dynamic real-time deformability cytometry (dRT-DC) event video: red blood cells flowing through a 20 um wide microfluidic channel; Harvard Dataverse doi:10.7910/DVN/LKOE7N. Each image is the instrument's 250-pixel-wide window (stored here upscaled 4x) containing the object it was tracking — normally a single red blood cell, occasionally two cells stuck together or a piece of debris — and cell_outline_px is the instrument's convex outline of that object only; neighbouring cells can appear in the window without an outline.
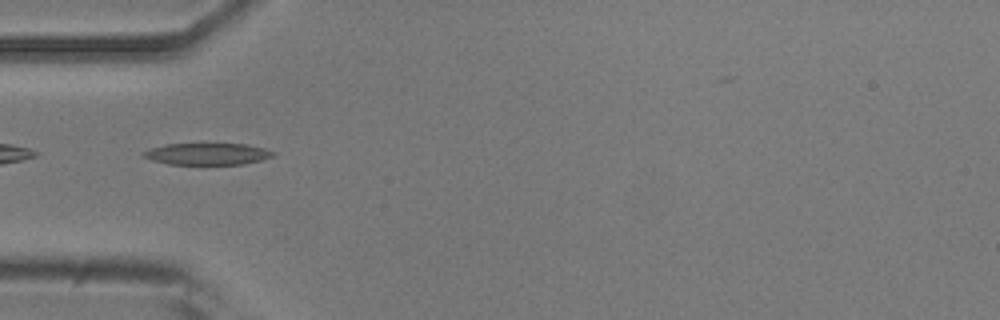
{"species": "common noctule bat (a hibernating species)", "species_latin": "Nyctalus noctula", "temperature_condition": "room temperature", "stored_images_in_passage": 33, "camera_frame_rate_fps": 3000, "um_per_image_px": 0.085, "animal": {"sex": "male", "body_mass_g": 20.5, "forearm_length_mm": 52.5}, "frame": {"image": 1, "passage_image": 1, "time_ms": 0.0, "image_size_px": [1000, 320], "cell_outline_px": [[276, 152], [272, 156], [260, 160], [244, 164], [168, 164], [152, 160], [144, 156], [140, 152], [164, 144], [244, 144], [264, 148]], "centroid_in_image_um": [17.61, 13.08], "position_along_channel_um": 67.4, "area_um2": 16.24}}
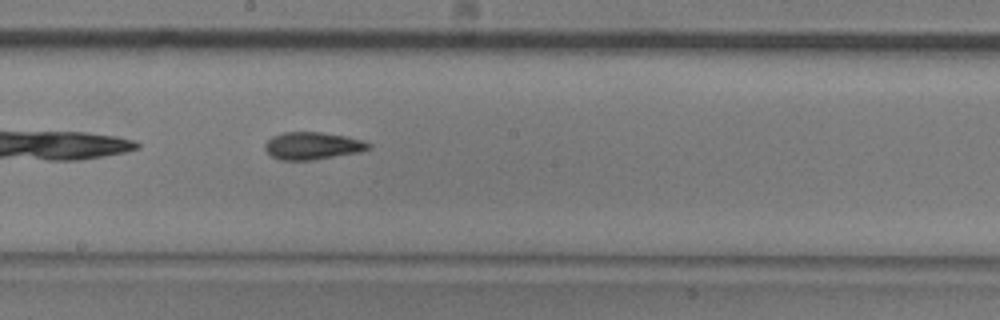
{"frame": {"image": 2, "passage_image": 13, "time_ms": 4.0, "image_size_px": [1000, 320], "cell_outline_px": [[372, 148], [360, 152], [312, 160], [280, 160], [272, 156], [264, 148], [264, 144], [272, 136], [284, 132], [320, 132], [348, 136], [364, 140], [372, 144]], "centroid_in_image_um": [26.61, 12.39], "position_along_channel_um": 221.6, "area_um2": 16.7}}
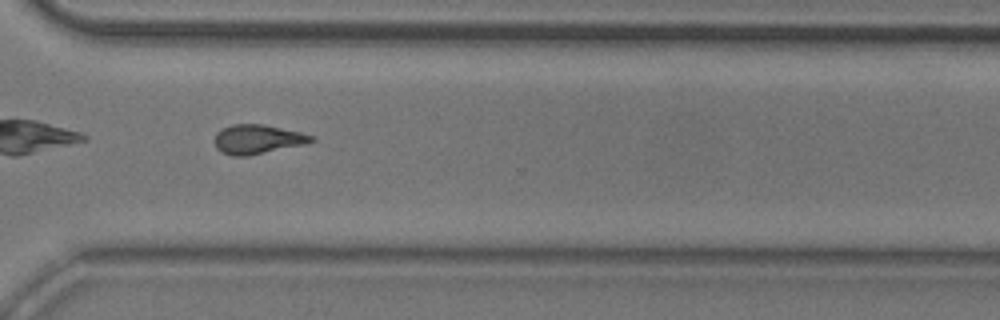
{"frame": {"image": 3, "passage_image": 23, "time_ms": 7.333, "image_size_px": [1000, 320], "cell_outline_px": [[316, 140], [308, 144], [248, 156], [232, 156], [220, 152], [216, 148], [212, 140], [216, 132], [232, 124], [264, 124], [300, 132], [316, 136]], "centroid_in_image_um": [21.9, 11.85], "position_along_channel_um": 348.7, "area_um2": 16.94}}